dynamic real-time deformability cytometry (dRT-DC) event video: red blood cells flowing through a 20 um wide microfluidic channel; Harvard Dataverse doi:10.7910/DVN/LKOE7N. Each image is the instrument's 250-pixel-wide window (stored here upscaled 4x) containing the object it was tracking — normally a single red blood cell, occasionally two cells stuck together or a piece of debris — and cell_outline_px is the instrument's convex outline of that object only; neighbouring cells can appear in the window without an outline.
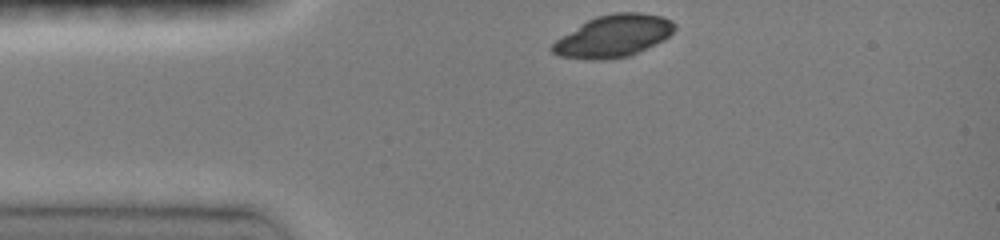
{"species": "common noctule bat (a hibernating species)", "species_latin": "Nyctalus noctula", "temperature_condition": "room temperature", "stored_images_in_passage": 32, "camera_frame_rate_fps": 3000, "um_per_image_px": 0.085, "animal": {"sex": "female", "body_mass_g": 19.0, "forearm_length_mm": 51.5}, "frame": {"image": 1, "passage_image": 1, "time_ms": 0.0, "image_size_px": [1000, 240], "cell_outline_px": [[676, 28], [664, 40], [628, 56], [604, 60], [588, 60], [560, 56], [552, 52], [552, 44], [556, 40], [580, 24], [596, 16], [616, 12], [640, 12], [660, 16], [672, 20], [676, 24]], "centroid_in_image_um": [52.15, 3.06], "position_along_channel_um": 32.8, "area_um2": 29.88}}
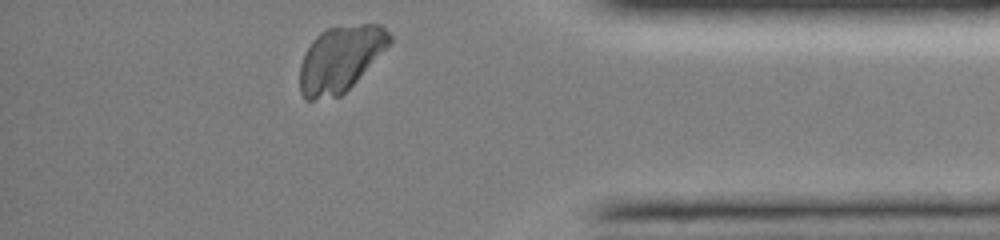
{"frame": {"image": 2, "passage_image": 32, "time_ms": 10.333, "image_size_px": [1000, 240], "cell_outline_px": [[392, 40], [356, 80], [340, 96], [312, 100], [304, 100], [300, 92], [300, 64], [304, 52], [312, 40], [320, 32], [328, 28], [360, 24], [380, 24], [392, 36]], "centroid_in_image_um": [28.87, 5.0], "position_along_channel_um": 406.3, "area_um2": 33.93}}